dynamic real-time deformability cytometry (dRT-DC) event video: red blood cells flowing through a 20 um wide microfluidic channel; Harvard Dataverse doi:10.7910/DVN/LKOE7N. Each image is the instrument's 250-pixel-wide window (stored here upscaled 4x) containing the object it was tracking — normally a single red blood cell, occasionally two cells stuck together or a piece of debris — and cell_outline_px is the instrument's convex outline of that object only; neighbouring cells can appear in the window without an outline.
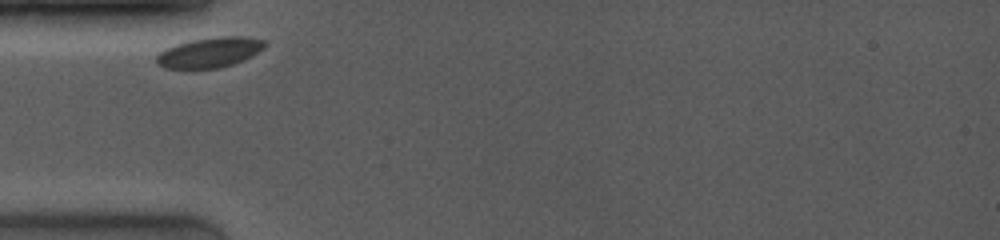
{"species": "common noctule bat (a hibernating species)", "species_latin": "Nyctalus noctula", "temperature_condition": "room temperature", "stored_images_in_passage": 7, "camera_frame_rate_fps": 4000, "um_per_image_px": 0.085, "animal": {"sex": "female", "body_mass_g": 19.0, "forearm_length_mm": 53.3}, "frame": {"image": 1, "passage_image": 1, "time_ms": 0.0, "image_size_px": [1000, 240], "cell_outline_px": [[268, 44], [264, 48], [252, 56], [244, 60], [220, 68], [164, 68], [156, 64], [156, 56], [160, 52], [176, 44], [192, 40], [216, 36], [244, 36], [264, 40]], "centroid_in_image_um": [17.85, 4.45], "position_along_channel_um": 67.2, "area_um2": 19.07}}
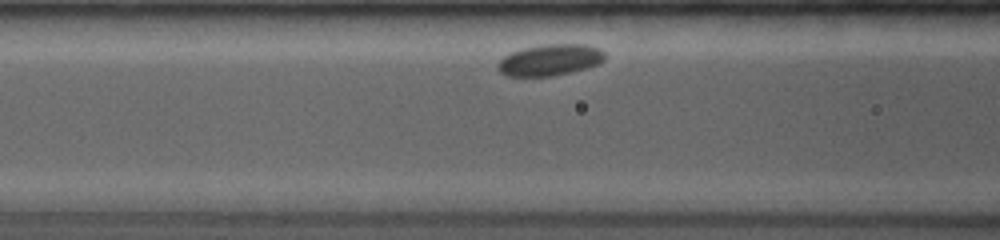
{"frame": {"image": 2, "passage_image": 4, "time_ms": 1.5, "image_size_px": [1000, 240], "cell_outline_px": [[604, 60], [600, 64], [588, 68], [572, 72], [552, 76], [508, 76], [500, 72], [496, 68], [496, 64], [504, 56], [512, 52], [524, 48], [544, 44], [588, 44], [600, 48], [604, 52]], "centroid_in_image_um": [46.77, 5.1], "position_along_channel_um": 119.8, "area_um2": 19.77}}